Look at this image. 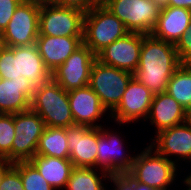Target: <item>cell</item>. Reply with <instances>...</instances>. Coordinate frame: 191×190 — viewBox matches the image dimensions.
Listing matches in <instances>:
<instances>
[{"label":"cell","mask_w":191,"mask_h":190,"mask_svg":"<svg viewBox=\"0 0 191 190\" xmlns=\"http://www.w3.org/2000/svg\"><path fill=\"white\" fill-rule=\"evenodd\" d=\"M181 65L175 44L151 34L143 38L139 65L134 77L154 95L165 93L169 79Z\"/></svg>","instance_id":"6da1fadb"},{"label":"cell","mask_w":191,"mask_h":190,"mask_svg":"<svg viewBox=\"0 0 191 190\" xmlns=\"http://www.w3.org/2000/svg\"><path fill=\"white\" fill-rule=\"evenodd\" d=\"M30 108L40 115L46 127L67 128L75 125L68 92L52 78L35 87Z\"/></svg>","instance_id":"7a4b0ae2"},{"label":"cell","mask_w":191,"mask_h":190,"mask_svg":"<svg viewBox=\"0 0 191 190\" xmlns=\"http://www.w3.org/2000/svg\"><path fill=\"white\" fill-rule=\"evenodd\" d=\"M178 164L167 160L150 145L135 155L132 168L127 173L135 182L157 190H167L176 180Z\"/></svg>","instance_id":"3957f363"},{"label":"cell","mask_w":191,"mask_h":190,"mask_svg":"<svg viewBox=\"0 0 191 190\" xmlns=\"http://www.w3.org/2000/svg\"><path fill=\"white\" fill-rule=\"evenodd\" d=\"M128 33L124 23L104 5H97L85 13L83 43L95 55Z\"/></svg>","instance_id":"277c9868"},{"label":"cell","mask_w":191,"mask_h":190,"mask_svg":"<svg viewBox=\"0 0 191 190\" xmlns=\"http://www.w3.org/2000/svg\"><path fill=\"white\" fill-rule=\"evenodd\" d=\"M133 77L134 74L128 71L105 65L96 59L88 85L110 114L121 102L123 92Z\"/></svg>","instance_id":"5b68a950"},{"label":"cell","mask_w":191,"mask_h":190,"mask_svg":"<svg viewBox=\"0 0 191 190\" xmlns=\"http://www.w3.org/2000/svg\"><path fill=\"white\" fill-rule=\"evenodd\" d=\"M40 8L41 3L22 1L0 34L1 45L15 47L36 44L39 35Z\"/></svg>","instance_id":"8992f818"},{"label":"cell","mask_w":191,"mask_h":190,"mask_svg":"<svg viewBox=\"0 0 191 190\" xmlns=\"http://www.w3.org/2000/svg\"><path fill=\"white\" fill-rule=\"evenodd\" d=\"M129 32L149 35L155 28L161 8L152 0H108L105 4Z\"/></svg>","instance_id":"52a82bcc"},{"label":"cell","mask_w":191,"mask_h":190,"mask_svg":"<svg viewBox=\"0 0 191 190\" xmlns=\"http://www.w3.org/2000/svg\"><path fill=\"white\" fill-rule=\"evenodd\" d=\"M14 127L15 137L10 151V164L33 158L46 125L40 115L30 108L14 114Z\"/></svg>","instance_id":"ba28073f"},{"label":"cell","mask_w":191,"mask_h":190,"mask_svg":"<svg viewBox=\"0 0 191 190\" xmlns=\"http://www.w3.org/2000/svg\"><path fill=\"white\" fill-rule=\"evenodd\" d=\"M85 13L69 7L41 3L39 35L83 37Z\"/></svg>","instance_id":"9c48e42d"},{"label":"cell","mask_w":191,"mask_h":190,"mask_svg":"<svg viewBox=\"0 0 191 190\" xmlns=\"http://www.w3.org/2000/svg\"><path fill=\"white\" fill-rule=\"evenodd\" d=\"M97 56L82 43L51 72V78L67 92L88 86L92 66Z\"/></svg>","instance_id":"30bf717a"},{"label":"cell","mask_w":191,"mask_h":190,"mask_svg":"<svg viewBox=\"0 0 191 190\" xmlns=\"http://www.w3.org/2000/svg\"><path fill=\"white\" fill-rule=\"evenodd\" d=\"M108 130L109 128L104 129L103 126L97 127V168L109 174L128 173L135 155L125 154V140L120 139L121 135H118L117 131Z\"/></svg>","instance_id":"8fae6325"},{"label":"cell","mask_w":191,"mask_h":190,"mask_svg":"<svg viewBox=\"0 0 191 190\" xmlns=\"http://www.w3.org/2000/svg\"><path fill=\"white\" fill-rule=\"evenodd\" d=\"M154 94L135 77H133L125 91L119 105L110 113V118L118 124H128L138 122L146 118L150 111V106Z\"/></svg>","instance_id":"7c38bea8"},{"label":"cell","mask_w":191,"mask_h":190,"mask_svg":"<svg viewBox=\"0 0 191 190\" xmlns=\"http://www.w3.org/2000/svg\"><path fill=\"white\" fill-rule=\"evenodd\" d=\"M145 34L129 32L102 49L97 60L120 70L134 74L139 65L141 46Z\"/></svg>","instance_id":"4fadbf2b"},{"label":"cell","mask_w":191,"mask_h":190,"mask_svg":"<svg viewBox=\"0 0 191 190\" xmlns=\"http://www.w3.org/2000/svg\"><path fill=\"white\" fill-rule=\"evenodd\" d=\"M151 140L149 145L167 160L173 161L171 155H177L176 164L177 160L191 161V119L159 131Z\"/></svg>","instance_id":"5bb4252c"},{"label":"cell","mask_w":191,"mask_h":190,"mask_svg":"<svg viewBox=\"0 0 191 190\" xmlns=\"http://www.w3.org/2000/svg\"><path fill=\"white\" fill-rule=\"evenodd\" d=\"M66 133L73 166L97 168V127L73 125Z\"/></svg>","instance_id":"9a60e30c"},{"label":"cell","mask_w":191,"mask_h":190,"mask_svg":"<svg viewBox=\"0 0 191 190\" xmlns=\"http://www.w3.org/2000/svg\"><path fill=\"white\" fill-rule=\"evenodd\" d=\"M68 99L75 125L102 127L96 122L108 111L89 85L69 91Z\"/></svg>","instance_id":"2e32d148"},{"label":"cell","mask_w":191,"mask_h":190,"mask_svg":"<svg viewBox=\"0 0 191 190\" xmlns=\"http://www.w3.org/2000/svg\"><path fill=\"white\" fill-rule=\"evenodd\" d=\"M188 119H190L188 111L167 92L154 95L146 118L151 125L156 127L155 134L181 124Z\"/></svg>","instance_id":"e0dca14e"},{"label":"cell","mask_w":191,"mask_h":190,"mask_svg":"<svg viewBox=\"0 0 191 190\" xmlns=\"http://www.w3.org/2000/svg\"><path fill=\"white\" fill-rule=\"evenodd\" d=\"M34 86L24 76L0 81V113L15 114L30 109Z\"/></svg>","instance_id":"ac0fdd59"},{"label":"cell","mask_w":191,"mask_h":190,"mask_svg":"<svg viewBox=\"0 0 191 190\" xmlns=\"http://www.w3.org/2000/svg\"><path fill=\"white\" fill-rule=\"evenodd\" d=\"M83 43V37L38 35L36 46L45 66L50 72L62 65L65 60Z\"/></svg>","instance_id":"d6986e66"},{"label":"cell","mask_w":191,"mask_h":190,"mask_svg":"<svg viewBox=\"0 0 191 190\" xmlns=\"http://www.w3.org/2000/svg\"><path fill=\"white\" fill-rule=\"evenodd\" d=\"M8 48L16 58L17 77L24 76L34 88L51 79V72L45 66L36 44Z\"/></svg>","instance_id":"ffe728a7"},{"label":"cell","mask_w":191,"mask_h":190,"mask_svg":"<svg viewBox=\"0 0 191 190\" xmlns=\"http://www.w3.org/2000/svg\"><path fill=\"white\" fill-rule=\"evenodd\" d=\"M190 21V9L173 6L163 7L151 35L156 39L176 44L188 29Z\"/></svg>","instance_id":"44dd1931"},{"label":"cell","mask_w":191,"mask_h":190,"mask_svg":"<svg viewBox=\"0 0 191 190\" xmlns=\"http://www.w3.org/2000/svg\"><path fill=\"white\" fill-rule=\"evenodd\" d=\"M29 162L55 190L65 188L74 167L69 159L38 154H35Z\"/></svg>","instance_id":"7402d4cb"},{"label":"cell","mask_w":191,"mask_h":190,"mask_svg":"<svg viewBox=\"0 0 191 190\" xmlns=\"http://www.w3.org/2000/svg\"><path fill=\"white\" fill-rule=\"evenodd\" d=\"M99 170V172H98ZM98 172V173H97ZM102 172V173H101ZM101 173V176H100ZM111 174L99 168L73 167L65 190H105L104 180L110 182ZM105 178V179H104Z\"/></svg>","instance_id":"603a6c76"},{"label":"cell","mask_w":191,"mask_h":190,"mask_svg":"<svg viewBox=\"0 0 191 190\" xmlns=\"http://www.w3.org/2000/svg\"><path fill=\"white\" fill-rule=\"evenodd\" d=\"M66 128L46 127L39 139L36 154L69 159Z\"/></svg>","instance_id":"cb8c5ba5"},{"label":"cell","mask_w":191,"mask_h":190,"mask_svg":"<svg viewBox=\"0 0 191 190\" xmlns=\"http://www.w3.org/2000/svg\"><path fill=\"white\" fill-rule=\"evenodd\" d=\"M166 92L191 113V64H181L175 70Z\"/></svg>","instance_id":"d4e9b609"},{"label":"cell","mask_w":191,"mask_h":190,"mask_svg":"<svg viewBox=\"0 0 191 190\" xmlns=\"http://www.w3.org/2000/svg\"><path fill=\"white\" fill-rule=\"evenodd\" d=\"M11 165L20 173L24 190H55L29 161Z\"/></svg>","instance_id":"484cf974"},{"label":"cell","mask_w":191,"mask_h":190,"mask_svg":"<svg viewBox=\"0 0 191 190\" xmlns=\"http://www.w3.org/2000/svg\"><path fill=\"white\" fill-rule=\"evenodd\" d=\"M14 137V114L0 113V161L10 164Z\"/></svg>","instance_id":"4316f807"},{"label":"cell","mask_w":191,"mask_h":190,"mask_svg":"<svg viewBox=\"0 0 191 190\" xmlns=\"http://www.w3.org/2000/svg\"><path fill=\"white\" fill-rule=\"evenodd\" d=\"M0 190H24L20 173L3 161H0Z\"/></svg>","instance_id":"83f0119b"},{"label":"cell","mask_w":191,"mask_h":190,"mask_svg":"<svg viewBox=\"0 0 191 190\" xmlns=\"http://www.w3.org/2000/svg\"><path fill=\"white\" fill-rule=\"evenodd\" d=\"M0 75L2 79L20 78V76L17 77L14 53L3 45L0 46Z\"/></svg>","instance_id":"f1b7e54d"},{"label":"cell","mask_w":191,"mask_h":190,"mask_svg":"<svg viewBox=\"0 0 191 190\" xmlns=\"http://www.w3.org/2000/svg\"><path fill=\"white\" fill-rule=\"evenodd\" d=\"M110 181L117 190H157L135 182L127 173L111 174Z\"/></svg>","instance_id":"f546056e"},{"label":"cell","mask_w":191,"mask_h":190,"mask_svg":"<svg viewBox=\"0 0 191 190\" xmlns=\"http://www.w3.org/2000/svg\"><path fill=\"white\" fill-rule=\"evenodd\" d=\"M181 64H191V21L186 32L175 44Z\"/></svg>","instance_id":"4dcf8cb0"},{"label":"cell","mask_w":191,"mask_h":190,"mask_svg":"<svg viewBox=\"0 0 191 190\" xmlns=\"http://www.w3.org/2000/svg\"><path fill=\"white\" fill-rule=\"evenodd\" d=\"M24 0H0V34L7 27L15 9Z\"/></svg>","instance_id":"1f68e13d"},{"label":"cell","mask_w":191,"mask_h":190,"mask_svg":"<svg viewBox=\"0 0 191 190\" xmlns=\"http://www.w3.org/2000/svg\"><path fill=\"white\" fill-rule=\"evenodd\" d=\"M53 3L63 7L75 8L84 13L99 5L95 0H54Z\"/></svg>","instance_id":"d6a6232c"},{"label":"cell","mask_w":191,"mask_h":190,"mask_svg":"<svg viewBox=\"0 0 191 190\" xmlns=\"http://www.w3.org/2000/svg\"><path fill=\"white\" fill-rule=\"evenodd\" d=\"M168 6L180 7L191 10V0H169Z\"/></svg>","instance_id":"836d02e7"},{"label":"cell","mask_w":191,"mask_h":190,"mask_svg":"<svg viewBox=\"0 0 191 190\" xmlns=\"http://www.w3.org/2000/svg\"><path fill=\"white\" fill-rule=\"evenodd\" d=\"M154 3H156L160 8L168 6L169 0H152Z\"/></svg>","instance_id":"e575fe53"},{"label":"cell","mask_w":191,"mask_h":190,"mask_svg":"<svg viewBox=\"0 0 191 190\" xmlns=\"http://www.w3.org/2000/svg\"><path fill=\"white\" fill-rule=\"evenodd\" d=\"M183 183L188 187H186V190H191V179L188 176L184 178Z\"/></svg>","instance_id":"d590c367"},{"label":"cell","mask_w":191,"mask_h":190,"mask_svg":"<svg viewBox=\"0 0 191 190\" xmlns=\"http://www.w3.org/2000/svg\"><path fill=\"white\" fill-rule=\"evenodd\" d=\"M27 1H32L37 3H50L53 2L54 0H27Z\"/></svg>","instance_id":"8d00e7d4"},{"label":"cell","mask_w":191,"mask_h":190,"mask_svg":"<svg viewBox=\"0 0 191 190\" xmlns=\"http://www.w3.org/2000/svg\"><path fill=\"white\" fill-rule=\"evenodd\" d=\"M99 5L105 4L108 0H95Z\"/></svg>","instance_id":"74e56055"}]
</instances>
